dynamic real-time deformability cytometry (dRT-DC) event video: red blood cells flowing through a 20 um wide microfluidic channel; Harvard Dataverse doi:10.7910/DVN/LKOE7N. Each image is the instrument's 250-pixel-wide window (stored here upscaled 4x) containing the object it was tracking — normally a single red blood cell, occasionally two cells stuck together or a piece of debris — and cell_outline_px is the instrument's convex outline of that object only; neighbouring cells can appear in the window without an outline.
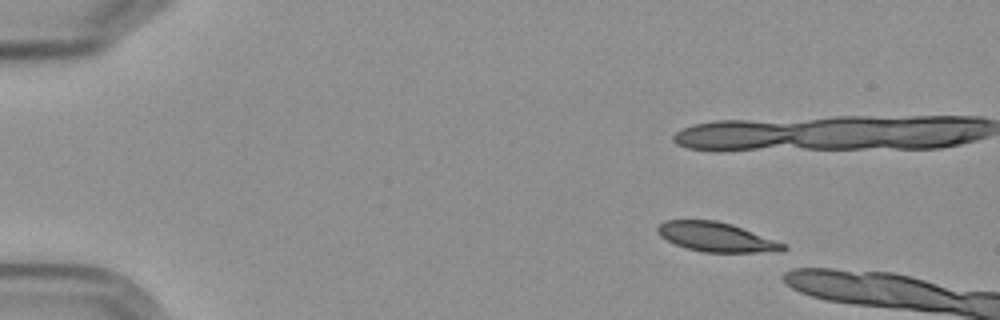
{"species": "Egyptian fruit bat (a non-hibernating species)", "species_latin": "Rousettus aegyptiacus", "temperature_condition": "cold", "stored_images_in_passage": 7, "camera_frame_rate_fps": 3000, "um_per_image_px": 0.085, "frame": {"image": 1, "passage_image": 1, "time_ms": 0.0, "image_size_px": [1000, 320], "cell_outline_px": [[788, 248], [780, 252], [704, 252], [688, 248], [676, 244], [660, 236], [656, 232], [656, 228], [664, 220], [716, 220], [732, 224], [784, 244]], "centroid_in_image_um": [60.86, 20.14], "position_along_channel_um": 24.1, "area_um2": 21.27}}